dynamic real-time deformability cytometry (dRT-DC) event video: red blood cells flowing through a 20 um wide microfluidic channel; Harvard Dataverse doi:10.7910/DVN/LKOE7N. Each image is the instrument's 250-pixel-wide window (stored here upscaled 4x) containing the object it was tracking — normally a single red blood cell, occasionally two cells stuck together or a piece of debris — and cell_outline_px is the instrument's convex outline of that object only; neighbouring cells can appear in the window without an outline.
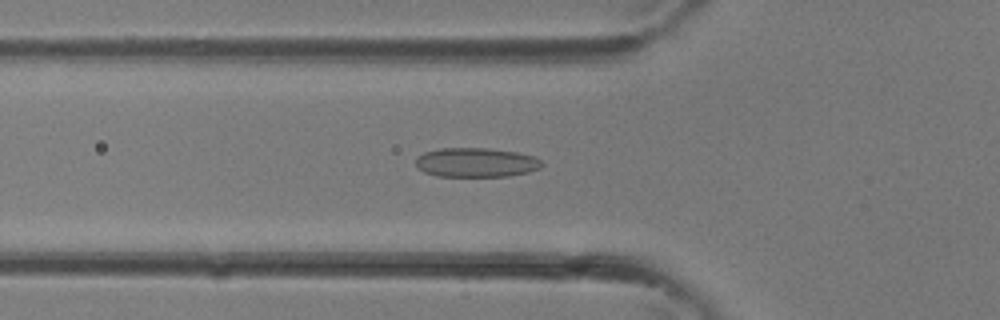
{"species": "common noctule bat (a hibernating species)", "species_latin": "Nyctalus noctula", "temperature_condition": "room temperature", "stored_images_in_passage": 34, "camera_frame_rate_fps": 3000, "um_per_image_px": 0.085, "animal": {"sex": "female"}, "frame": {"image": 1, "passage_image": 12, "time_ms": 3.667, "image_size_px": [1000, 320], "cell_outline_px": [[544, 164], [540, 168], [528, 172], [508, 176], [436, 176], [424, 172], [416, 168], [416, 156], [424, 152], [440, 148], [488, 148], [516, 152], [536, 156]], "centroid_in_image_um": [40.45, 13.8], "position_along_channel_um": 85.3, "area_um2": 21.73}}
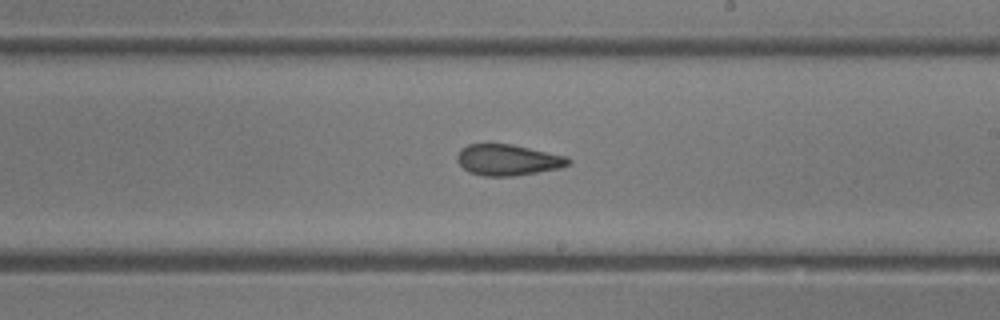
{"frame": {"image": 2, "passage_image": 20, "time_ms": 6.333, "image_size_px": [1000, 320], "cell_outline_px": [[572, 164], [560, 168], [516, 176], [484, 176], [468, 172], [456, 160], [456, 156], [460, 148], [468, 144], [512, 144], [568, 156], [572, 160]], "centroid_in_image_um": [43.19, 13.59], "position_along_channel_um": 245.8, "area_um2": 20.4}}
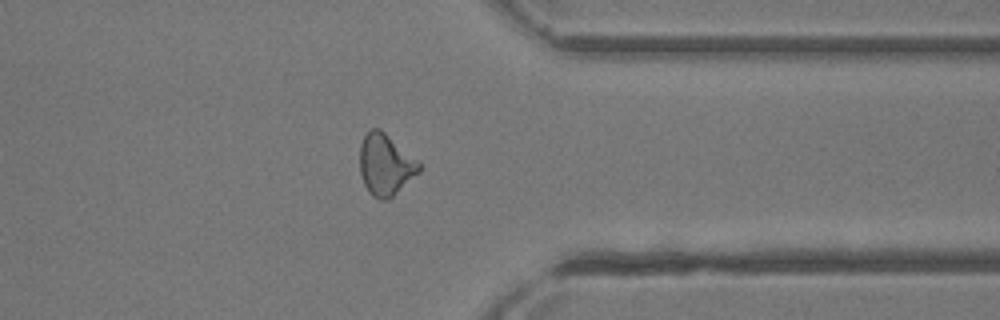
{"frame": {"image": 3, "passage_image": 27, "time_ms": 8.667, "image_size_px": [1000, 320], "cell_outline_px": [[420, 172], [388, 200], [380, 200], [372, 196], [368, 192], [364, 184], [360, 172], [360, 144], [364, 136], [372, 128], [380, 128], [420, 160]], "centroid_in_image_um": [32.78, 13.99], "position_along_channel_um": 378.6, "area_um2": 21.5}}